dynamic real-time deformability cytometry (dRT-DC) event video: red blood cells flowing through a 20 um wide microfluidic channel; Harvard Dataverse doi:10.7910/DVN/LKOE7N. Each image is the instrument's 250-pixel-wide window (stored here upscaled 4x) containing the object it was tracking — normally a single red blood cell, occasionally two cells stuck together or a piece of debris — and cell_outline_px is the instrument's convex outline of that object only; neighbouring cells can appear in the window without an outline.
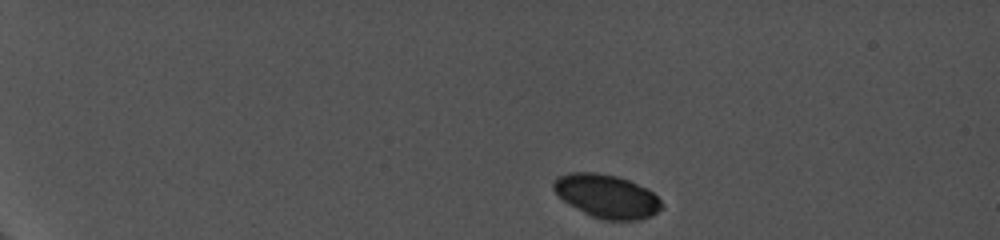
{"species": "common noctule bat (a hibernating species)", "species_latin": "Nyctalus noctula", "temperature_condition": "cold", "stored_images_in_passage": 8, "camera_frame_rate_fps": 5000, "um_per_image_px": 0.085, "animal": {"sex": "female", "body_mass_g": 19.0, "forearm_length_mm": 56.7}, "frame": {"image": 1, "passage_image": 1, "time_ms": 0.0, "image_size_px": [1000, 240], "cell_outline_px": [[664, 208], [652, 216], [640, 220], [604, 220], [592, 216], [568, 204], [552, 188], [552, 184], [556, 176], [568, 172], [596, 172], [616, 176], [628, 180], [648, 188], [664, 204]], "centroid_in_image_um": [51.59, 16.67], "position_along_channel_um": 33.4, "area_um2": 27.57}}
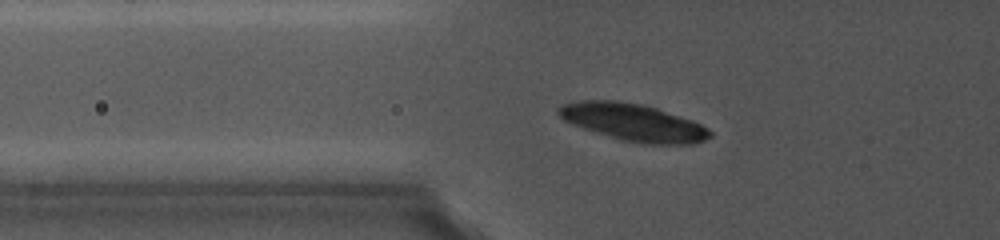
{"frame": {"image": 2, "passage_image": 8, "time_ms": 4.0, "image_size_px": [1000, 240], "cell_outline_px": [[712, 136], [704, 140], [692, 144], [644, 144], [620, 140], [572, 124], [564, 120], [556, 112], [556, 108], [564, 104], [576, 100], [616, 100], [644, 104], [692, 120], [708, 128], [712, 132]], "centroid_in_image_um": [53.82, 10.39], "position_along_channel_um": 72.0, "area_um2": 32.95}}